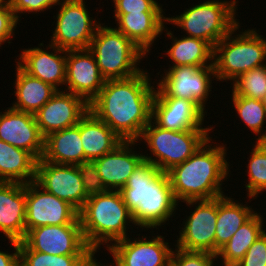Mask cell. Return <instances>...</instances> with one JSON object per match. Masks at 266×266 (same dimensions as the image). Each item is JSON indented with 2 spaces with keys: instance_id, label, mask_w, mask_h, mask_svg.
Instances as JSON below:
<instances>
[{
  "instance_id": "cell-1",
  "label": "cell",
  "mask_w": 266,
  "mask_h": 266,
  "mask_svg": "<svg viewBox=\"0 0 266 266\" xmlns=\"http://www.w3.org/2000/svg\"><path fill=\"white\" fill-rule=\"evenodd\" d=\"M150 78L148 71L142 69L128 78L105 80L89 110L123 141H138L151 120L156 86Z\"/></svg>"
},
{
  "instance_id": "cell-2",
  "label": "cell",
  "mask_w": 266,
  "mask_h": 266,
  "mask_svg": "<svg viewBox=\"0 0 266 266\" xmlns=\"http://www.w3.org/2000/svg\"><path fill=\"white\" fill-rule=\"evenodd\" d=\"M120 192L137 229H159L157 226L169 221L180 204L174 197L168 173L146 160L138 165Z\"/></svg>"
},
{
  "instance_id": "cell-3",
  "label": "cell",
  "mask_w": 266,
  "mask_h": 266,
  "mask_svg": "<svg viewBox=\"0 0 266 266\" xmlns=\"http://www.w3.org/2000/svg\"><path fill=\"white\" fill-rule=\"evenodd\" d=\"M209 137L202 146L182 164L169 170L173 194L177 202L209 200L225 195L223 181L228 179L230 165L224 144L212 146Z\"/></svg>"
},
{
  "instance_id": "cell-4",
  "label": "cell",
  "mask_w": 266,
  "mask_h": 266,
  "mask_svg": "<svg viewBox=\"0 0 266 266\" xmlns=\"http://www.w3.org/2000/svg\"><path fill=\"white\" fill-rule=\"evenodd\" d=\"M78 216L84 239L95 253L101 245L108 248L112 242L128 237L127 226L134 224L118 190L92 189Z\"/></svg>"
},
{
  "instance_id": "cell-5",
  "label": "cell",
  "mask_w": 266,
  "mask_h": 266,
  "mask_svg": "<svg viewBox=\"0 0 266 266\" xmlns=\"http://www.w3.org/2000/svg\"><path fill=\"white\" fill-rule=\"evenodd\" d=\"M239 28L238 24L214 46L213 66L216 81H235L243 73L266 65V38L257 33L256 29L237 34Z\"/></svg>"
},
{
  "instance_id": "cell-6",
  "label": "cell",
  "mask_w": 266,
  "mask_h": 266,
  "mask_svg": "<svg viewBox=\"0 0 266 266\" xmlns=\"http://www.w3.org/2000/svg\"><path fill=\"white\" fill-rule=\"evenodd\" d=\"M211 130L213 129L171 131L161 128L150 120L139 138V141L143 139L147 143L150 155L152 154V156L144 154V160L167 173L194 154L210 137Z\"/></svg>"
},
{
  "instance_id": "cell-7",
  "label": "cell",
  "mask_w": 266,
  "mask_h": 266,
  "mask_svg": "<svg viewBox=\"0 0 266 266\" xmlns=\"http://www.w3.org/2000/svg\"><path fill=\"white\" fill-rule=\"evenodd\" d=\"M236 4V0H206L178 16L167 17V22L182 28L189 37L204 40L214 48L240 24L235 18Z\"/></svg>"
},
{
  "instance_id": "cell-8",
  "label": "cell",
  "mask_w": 266,
  "mask_h": 266,
  "mask_svg": "<svg viewBox=\"0 0 266 266\" xmlns=\"http://www.w3.org/2000/svg\"><path fill=\"white\" fill-rule=\"evenodd\" d=\"M102 25V26H101ZM89 50L94 54L105 80L123 79L138 74L145 53L115 27L100 24L91 40Z\"/></svg>"
},
{
  "instance_id": "cell-9",
  "label": "cell",
  "mask_w": 266,
  "mask_h": 266,
  "mask_svg": "<svg viewBox=\"0 0 266 266\" xmlns=\"http://www.w3.org/2000/svg\"><path fill=\"white\" fill-rule=\"evenodd\" d=\"M35 182L78 212L92 190L89 167L54 164L42 158L37 161Z\"/></svg>"
},
{
  "instance_id": "cell-10",
  "label": "cell",
  "mask_w": 266,
  "mask_h": 266,
  "mask_svg": "<svg viewBox=\"0 0 266 266\" xmlns=\"http://www.w3.org/2000/svg\"><path fill=\"white\" fill-rule=\"evenodd\" d=\"M84 0H61L50 44L64 50L89 49L100 21L90 17Z\"/></svg>"
},
{
  "instance_id": "cell-11",
  "label": "cell",
  "mask_w": 266,
  "mask_h": 266,
  "mask_svg": "<svg viewBox=\"0 0 266 266\" xmlns=\"http://www.w3.org/2000/svg\"><path fill=\"white\" fill-rule=\"evenodd\" d=\"M165 74V75H164ZM161 80L156 82V97H175L193 101L205 114V106L209 92L212 90V81L216 74L214 66L202 68L195 66L170 67L164 70ZM212 79V80H211Z\"/></svg>"
},
{
  "instance_id": "cell-12",
  "label": "cell",
  "mask_w": 266,
  "mask_h": 266,
  "mask_svg": "<svg viewBox=\"0 0 266 266\" xmlns=\"http://www.w3.org/2000/svg\"><path fill=\"white\" fill-rule=\"evenodd\" d=\"M137 143L123 141L112 152L89 165L92 189L120 191L126 185L130 175L144 160V154L137 153L132 147Z\"/></svg>"
},
{
  "instance_id": "cell-13",
  "label": "cell",
  "mask_w": 266,
  "mask_h": 266,
  "mask_svg": "<svg viewBox=\"0 0 266 266\" xmlns=\"http://www.w3.org/2000/svg\"><path fill=\"white\" fill-rule=\"evenodd\" d=\"M31 250L51 255H95L87 245L79 216L68 225L30 229L22 240Z\"/></svg>"
},
{
  "instance_id": "cell-14",
  "label": "cell",
  "mask_w": 266,
  "mask_h": 266,
  "mask_svg": "<svg viewBox=\"0 0 266 266\" xmlns=\"http://www.w3.org/2000/svg\"><path fill=\"white\" fill-rule=\"evenodd\" d=\"M195 206L183 222L175 247L186 251L207 252L215 255V230L217 221V198L184 201ZM198 204V205H197ZM197 205V206H196Z\"/></svg>"
},
{
  "instance_id": "cell-15",
  "label": "cell",
  "mask_w": 266,
  "mask_h": 266,
  "mask_svg": "<svg viewBox=\"0 0 266 266\" xmlns=\"http://www.w3.org/2000/svg\"><path fill=\"white\" fill-rule=\"evenodd\" d=\"M79 212L65 200L47 192L35 181L26 184V233L47 225H68Z\"/></svg>"
},
{
  "instance_id": "cell-16",
  "label": "cell",
  "mask_w": 266,
  "mask_h": 266,
  "mask_svg": "<svg viewBox=\"0 0 266 266\" xmlns=\"http://www.w3.org/2000/svg\"><path fill=\"white\" fill-rule=\"evenodd\" d=\"M131 239L126 237L109 245L107 250L114 260L111 266H170L174 249L165 242L164 236Z\"/></svg>"
},
{
  "instance_id": "cell-17",
  "label": "cell",
  "mask_w": 266,
  "mask_h": 266,
  "mask_svg": "<svg viewBox=\"0 0 266 266\" xmlns=\"http://www.w3.org/2000/svg\"><path fill=\"white\" fill-rule=\"evenodd\" d=\"M89 112V104L81 97L66 91H56L35 114L40 133L49 134L77 125Z\"/></svg>"
},
{
  "instance_id": "cell-18",
  "label": "cell",
  "mask_w": 266,
  "mask_h": 266,
  "mask_svg": "<svg viewBox=\"0 0 266 266\" xmlns=\"http://www.w3.org/2000/svg\"><path fill=\"white\" fill-rule=\"evenodd\" d=\"M66 82L64 91L83 98L90 104L104 86L95 56L89 49L66 50Z\"/></svg>"
},
{
  "instance_id": "cell-19",
  "label": "cell",
  "mask_w": 266,
  "mask_h": 266,
  "mask_svg": "<svg viewBox=\"0 0 266 266\" xmlns=\"http://www.w3.org/2000/svg\"><path fill=\"white\" fill-rule=\"evenodd\" d=\"M204 117L205 113L189 99L153 96L151 120L161 128L171 131L213 129L211 125L203 128Z\"/></svg>"
},
{
  "instance_id": "cell-20",
  "label": "cell",
  "mask_w": 266,
  "mask_h": 266,
  "mask_svg": "<svg viewBox=\"0 0 266 266\" xmlns=\"http://www.w3.org/2000/svg\"><path fill=\"white\" fill-rule=\"evenodd\" d=\"M44 139L33 114L12 107L0 112V140L24 149L40 160L44 153Z\"/></svg>"
},
{
  "instance_id": "cell-21",
  "label": "cell",
  "mask_w": 266,
  "mask_h": 266,
  "mask_svg": "<svg viewBox=\"0 0 266 266\" xmlns=\"http://www.w3.org/2000/svg\"><path fill=\"white\" fill-rule=\"evenodd\" d=\"M43 45L40 43L38 47L25 48L16 63L29 75L50 84L57 91H63L58 86L66 82V50L49 43L47 49H53V53L44 49Z\"/></svg>"
},
{
  "instance_id": "cell-22",
  "label": "cell",
  "mask_w": 266,
  "mask_h": 266,
  "mask_svg": "<svg viewBox=\"0 0 266 266\" xmlns=\"http://www.w3.org/2000/svg\"><path fill=\"white\" fill-rule=\"evenodd\" d=\"M26 184L0 182V231L8 240L26 235Z\"/></svg>"
},
{
  "instance_id": "cell-23",
  "label": "cell",
  "mask_w": 266,
  "mask_h": 266,
  "mask_svg": "<svg viewBox=\"0 0 266 266\" xmlns=\"http://www.w3.org/2000/svg\"><path fill=\"white\" fill-rule=\"evenodd\" d=\"M164 12L114 13L116 29L128 37L147 56L152 43L164 31L167 17Z\"/></svg>"
},
{
  "instance_id": "cell-24",
  "label": "cell",
  "mask_w": 266,
  "mask_h": 266,
  "mask_svg": "<svg viewBox=\"0 0 266 266\" xmlns=\"http://www.w3.org/2000/svg\"><path fill=\"white\" fill-rule=\"evenodd\" d=\"M80 137L85 155V166L112 152L123 140L90 110L80 120Z\"/></svg>"
},
{
  "instance_id": "cell-25",
  "label": "cell",
  "mask_w": 266,
  "mask_h": 266,
  "mask_svg": "<svg viewBox=\"0 0 266 266\" xmlns=\"http://www.w3.org/2000/svg\"><path fill=\"white\" fill-rule=\"evenodd\" d=\"M42 159L54 164L85 166L80 122L45 137Z\"/></svg>"
},
{
  "instance_id": "cell-26",
  "label": "cell",
  "mask_w": 266,
  "mask_h": 266,
  "mask_svg": "<svg viewBox=\"0 0 266 266\" xmlns=\"http://www.w3.org/2000/svg\"><path fill=\"white\" fill-rule=\"evenodd\" d=\"M15 71L14 93L17 101L10 107L34 115L57 90L39 78L29 75L18 64Z\"/></svg>"
},
{
  "instance_id": "cell-27",
  "label": "cell",
  "mask_w": 266,
  "mask_h": 266,
  "mask_svg": "<svg viewBox=\"0 0 266 266\" xmlns=\"http://www.w3.org/2000/svg\"><path fill=\"white\" fill-rule=\"evenodd\" d=\"M168 38L172 39V46L167 50V55L172 61L169 67L195 66L205 67L213 66L214 48L206 41L184 35L181 39L175 37L173 32L168 31L165 26ZM174 37V38H173Z\"/></svg>"
},
{
  "instance_id": "cell-28",
  "label": "cell",
  "mask_w": 266,
  "mask_h": 266,
  "mask_svg": "<svg viewBox=\"0 0 266 266\" xmlns=\"http://www.w3.org/2000/svg\"><path fill=\"white\" fill-rule=\"evenodd\" d=\"M37 161L30 152L0 140V182L35 181Z\"/></svg>"
},
{
  "instance_id": "cell-29",
  "label": "cell",
  "mask_w": 266,
  "mask_h": 266,
  "mask_svg": "<svg viewBox=\"0 0 266 266\" xmlns=\"http://www.w3.org/2000/svg\"><path fill=\"white\" fill-rule=\"evenodd\" d=\"M251 206L234 201L222 195L217 197V221L215 230V255L226 244L241 225L247 222L256 211Z\"/></svg>"
},
{
  "instance_id": "cell-30",
  "label": "cell",
  "mask_w": 266,
  "mask_h": 266,
  "mask_svg": "<svg viewBox=\"0 0 266 266\" xmlns=\"http://www.w3.org/2000/svg\"><path fill=\"white\" fill-rule=\"evenodd\" d=\"M263 221V216L256 212L219 249L216 257L221 258L223 266H235L244 257L249 247L266 231Z\"/></svg>"
},
{
  "instance_id": "cell-31",
  "label": "cell",
  "mask_w": 266,
  "mask_h": 266,
  "mask_svg": "<svg viewBox=\"0 0 266 266\" xmlns=\"http://www.w3.org/2000/svg\"><path fill=\"white\" fill-rule=\"evenodd\" d=\"M231 99L233 102L232 106L235 108L239 118L245 123L250 131L253 132V134H257L258 138H256V140L265 141L266 130L263 132L262 129H264L263 125L266 123V110L262 101L236 95L233 91Z\"/></svg>"
},
{
  "instance_id": "cell-32",
  "label": "cell",
  "mask_w": 266,
  "mask_h": 266,
  "mask_svg": "<svg viewBox=\"0 0 266 266\" xmlns=\"http://www.w3.org/2000/svg\"><path fill=\"white\" fill-rule=\"evenodd\" d=\"M94 255H51L19 242V266H85Z\"/></svg>"
},
{
  "instance_id": "cell-33",
  "label": "cell",
  "mask_w": 266,
  "mask_h": 266,
  "mask_svg": "<svg viewBox=\"0 0 266 266\" xmlns=\"http://www.w3.org/2000/svg\"><path fill=\"white\" fill-rule=\"evenodd\" d=\"M247 165L248 184L245 183L248 198L255 199L258 194L266 191V143L255 141Z\"/></svg>"
},
{
  "instance_id": "cell-34",
  "label": "cell",
  "mask_w": 266,
  "mask_h": 266,
  "mask_svg": "<svg viewBox=\"0 0 266 266\" xmlns=\"http://www.w3.org/2000/svg\"><path fill=\"white\" fill-rule=\"evenodd\" d=\"M232 84L236 95L261 100L266 93V65L243 73Z\"/></svg>"
},
{
  "instance_id": "cell-35",
  "label": "cell",
  "mask_w": 266,
  "mask_h": 266,
  "mask_svg": "<svg viewBox=\"0 0 266 266\" xmlns=\"http://www.w3.org/2000/svg\"><path fill=\"white\" fill-rule=\"evenodd\" d=\"M214 261H217V257L214 254L186 251L175 247V250H172L170 266H213Z\"/></svg>"
},
{
  "instance_id": "cell-36",
  "label": "cell",
  "mask_w": 266,
  "mask_h": 266,
  "mask_svg": "<svg viewBox=\"0 0 266 266\" xmlns=\"http://www.w3.org/2000/svg\"><path fill=\"white\" fill-rule=\"evenodd\" d=\"M115 13L163 12L155 0H113Z\"/></svg>"
},
{
  "instance_id": "cell-37",
  "label": "cell",
  "mask_w": 266,
  "mask_h": 266,
  "mask_svg": "<svg viewBox=\"0 0 266 266\" xmlns=\"http://www.w3.org/2000/svg\"><path fill=\"white\" fill-rule=\"evenodd\" d=\"M235 266H266V231L249 247Z\"/></svg>"
},
{
  "instance_id": "cell-38",
  "label": "cell",
  "mask_w": 266,
  "mask_h": 266,
  "mask_svg": "<svg viewBox=\"0 0 266 266\" xmlns=\"http://www.w3.org/2000/svg\"><path fill=\"white\" fill-rule=\"evenodd\" d=\"M11 9L13 10L18 21L21 16L19 13H27L31 12L38 13L40 11H44L46 9H51L52 6H55L59 3L60 0H7ZM19 15V16H18Z\"/></svg>"
},
{
  "instance_id": "cell-39",
  "label": "cell",
  "mask_w": 266,
  "mask_h": 266,
  "mask_svg": "<svg viewBox=\"0 0 266 266\" xmlns=\"http://www.w3.org/2000/svg\"><path fill=\"white\" fill-rule=\"evenodd\" d=\"M18 24L13 10L7 0L0 5V41L2 43H11V37L14 35V30ZM10 39V40H9Z\"/></svg>"
},
{
  "instance_id": "cell-40",
  "label": "cell",
  "mask_w": 266,
  "mask_h": 266,
  "mask_svg": "<svg viewBox=\"0 0 266 266\" xmlns=\"http://www.w3.org/2000/svg\"><path fill=\"white\" fill-rule=\"evenodd\" d=\"M8 241L11 242V247L14 246L15 252L8 253L0 250V266H19V241Z\"/></svg>"
},
{
  "instance_id": "cell-41",
  "label": "cell",
  "mask_w": 266,
  "mask_h": 266,
  "mask_svg": "<svg viewBox=\"0 0 266 266\" xmlns=\"http://www.w3.org/2000/svg\"><path fill=\"white\" fill-rule=\"evenodd\" d=\"M98 261L95 258V255L85 264V266H103L104 264L100 263V262H96ZM104 266H111V265H104Z\"/></svg>"
},
{
  "instance_id": "cell-42",
  "label": "cell",
  "mask_w": 266,
  "mask_h": 266,
  "mask_svg": "<svg viewBox=\"0 0 266 266\" xmlns=\"http://www.w3.org/2000/svg\"><path fill=\"white\" fill-rule=\"evenodd\" d=\"M261 101H262V104H263V106H264V108H265V110H266V93H265V95L262 97Z\"/></svg>"
}]
</instances>
